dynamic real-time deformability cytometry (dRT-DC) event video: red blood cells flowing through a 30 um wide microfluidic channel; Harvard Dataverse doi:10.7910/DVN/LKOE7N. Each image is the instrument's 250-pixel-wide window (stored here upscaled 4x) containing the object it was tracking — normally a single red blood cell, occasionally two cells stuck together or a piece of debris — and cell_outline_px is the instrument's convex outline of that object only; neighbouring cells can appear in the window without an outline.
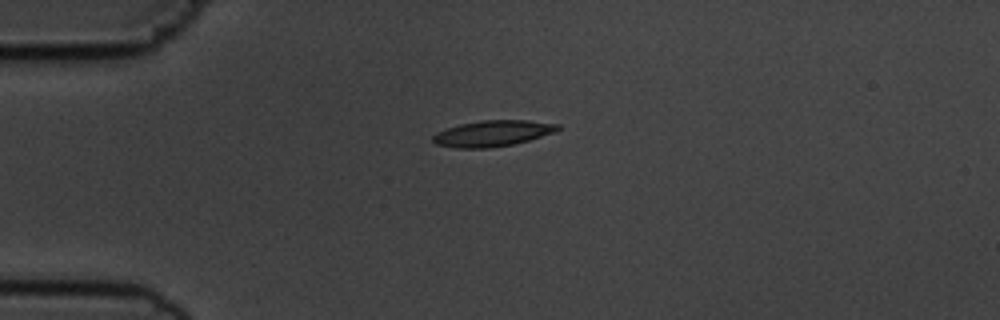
{"species": "common noctule bat (a hibernating species)", "species_latin": "Nyctalus noctula", "temperature_condition": "cold", "stored_images_in_passage": 43, "camera_frame_rate_fps": 3000, "um_per_image_px": 0.085, "animal": {"sex": "male", "body_mass_g": 19.5, "forearm_length_mm": 54.6}, "frame": {"image": 1, "passage_image": 1, "time_ms": 0.0, "image_size_px": [1000, 320], "cell_outline_px": [[560, 128], [556, 132], [528, 140], [512, 144], [488, 148], [456, 148], [436, 144], [432, 140], [432, 136], [436, 132], [460, 124], [480, 120], [528, 120], [560, 124]], "centroid_in_image_um": [41.88, 11.33], "position_along_channel_um": 43.1, "area_um2": 18.9}}
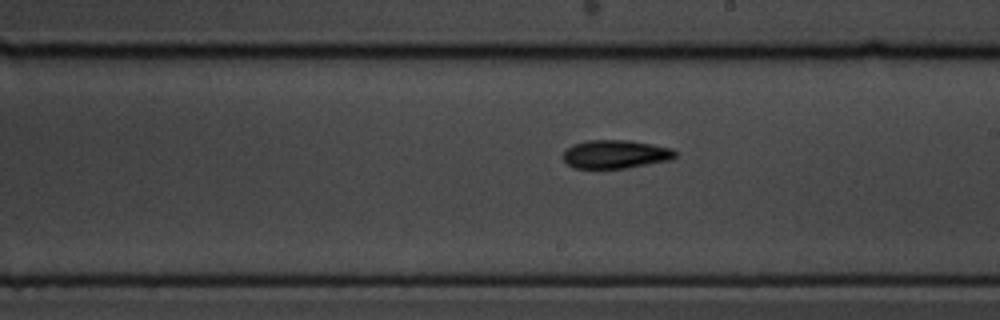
{"frame": {"image": 2, "passage_image": 19, "time_ms": 6.0, "image_size_px": [1000, 320], "cell_outline_px": [[676, 156], [672, 160], [628, 168], [576, 168], [568, 164], [564, 160], [564, 152], [572, 144], [588, 140], [632, 140], [672, 148], [676, 152]], "centroid_in_image_um": [52.36, 13.1], "position_along_channel_um": 236.6, "area_um2": 18.67}}
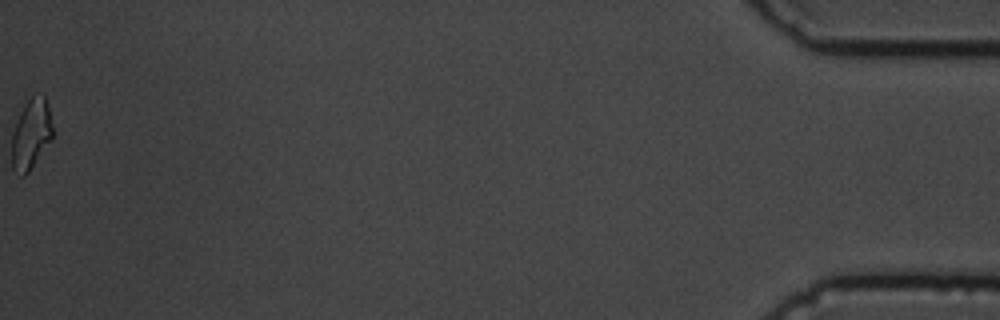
{"frame": {"image": 3, "passage_image": 43, "time_ms": 14.0, "image_size_px": [1000, 320], "cell_outline_px": [[52, 140], [28, 172], [24, 176], [20, 176], [12, 168], [12, 132], [20, 112], [24, 104], [32, 96], [44, 96], [48, 108], [52, 128]], "centroid_in_image_um": [2.62, 11.44], "position_along_channel_um": 432.6, "area_um2": 16.47}, "authors_computed_cell_mechanics": {"area_um2": 17.6868, "velocity_mm_per_s": 3.6406, "shape_relaxation_time_tau1_ms": 4.1942, "shape_relaxation_time_tau2_ms": null, "deformation_change_tau1": 0.1182, "deformation_change_tau2": null}}